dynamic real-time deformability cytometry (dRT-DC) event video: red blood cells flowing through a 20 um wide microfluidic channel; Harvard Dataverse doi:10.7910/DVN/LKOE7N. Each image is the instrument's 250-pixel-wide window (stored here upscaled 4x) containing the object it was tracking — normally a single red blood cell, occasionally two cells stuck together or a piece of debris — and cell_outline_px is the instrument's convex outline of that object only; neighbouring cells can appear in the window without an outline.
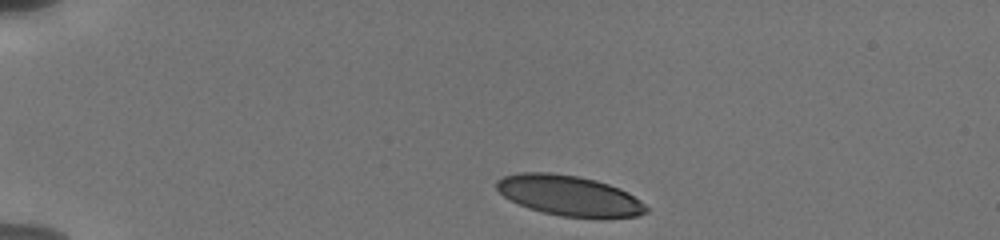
{"species": "human", "species_latin": "Homo sapiens", "temperature_condition": "cold", "stored_images_in_passage": 6, "camera_frame_rate_fps": 3000, "um_per_image_px": 0.085, "donor": {"sex": "male"}, "frame": {"image": 1, "passage_image": 1, "time_ms": 0.0, "image_size_px": [1000, 240], "cell_outline_px": [[648, 212], [636, 216], [604, 220], [560, 216], [528, 208], [504, 196], [496, 188], [496, 180], [504, 176], [520, 172], [548, 172], [576, 176], [596, 180], [620, 188], [628, 192], [640, 200], [648, 208]], "centroid_in_image_um": [48.44, 16.65], "position_along_channel_um": 36.6, "area_um2": 35.6}}
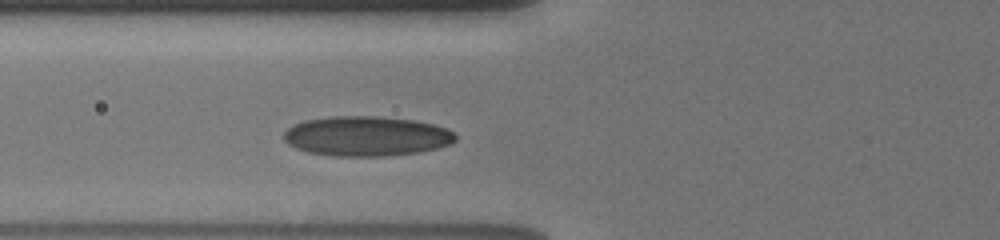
{"frame": {"image": 2, "passage_image": 6, "time_ms": 3.333, "image_size_px": [1000, 240], "cell_outline_px": [[456, 140], [452, 144], [420, 152], [384, 156], [332, 156], [308, 152], [296, 148], [288, 144], [284, 140], [284, 132], [292, 124], [304, 120], [332, 116], [380, 116], [412, 120], [432, 124], [448, 128], [456, 136]], "centroid_in_image_um": [31.14, 11.57], "position_along_channel_um": 94.7, "area_um2": 40.06}}